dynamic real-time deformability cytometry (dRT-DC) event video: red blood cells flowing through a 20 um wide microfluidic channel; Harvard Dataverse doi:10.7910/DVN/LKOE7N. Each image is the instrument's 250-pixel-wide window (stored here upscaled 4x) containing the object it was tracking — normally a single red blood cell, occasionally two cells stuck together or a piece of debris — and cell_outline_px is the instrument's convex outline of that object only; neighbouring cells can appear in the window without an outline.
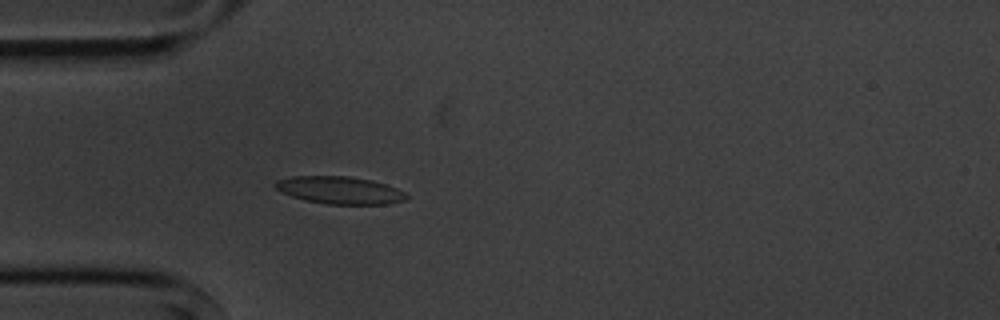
{"species": "common noctule bat (a hibernating species)", "species_latin": "Nyctalus noctula", "temperature_condition": "cold", "stored_images_in_passage": 5, "camera_frame_rate_fps": 3000, "um_per_image_px": 0.085, "animal": {"sex": "male", "body_mass_g": 20.1, "forearm_length_mm": 53.5}, "frame": {"image": 1, "passage_image": 5, "time_ms": 4.667, "image_size_px": [1000, 320], "cell_outline_px": [[408, 200], [388, 204], [328, 204], [304, 200], [280, 192], [276, 188], [276, 180], [292, 176], [348, 176], [372, 180], [396, 188], [404, 192], [408, 196]], "centroid_in_image_um": [28.89, 16.17], "position_along_channel_um": 56.1, "area_um2": 20.98}}